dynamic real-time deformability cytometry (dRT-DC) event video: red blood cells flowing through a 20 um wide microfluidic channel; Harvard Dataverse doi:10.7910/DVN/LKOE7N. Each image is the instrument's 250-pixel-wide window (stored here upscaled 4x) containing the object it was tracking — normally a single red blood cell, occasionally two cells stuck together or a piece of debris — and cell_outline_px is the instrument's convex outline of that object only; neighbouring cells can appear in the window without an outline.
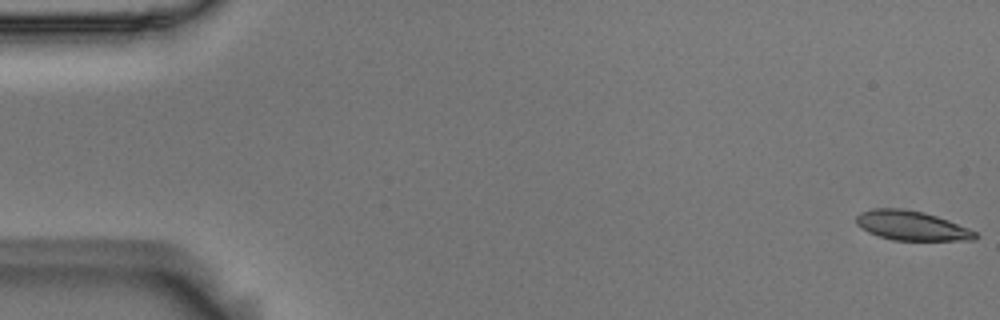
{"species": "Egyptian fruit bat (a non-hibernating species)", "species_latin": "Rousettus aegyptiacus", "temperature_condition": "room temperature", "stored_images_in_passage": 11, "camera_frame_rate_fps": 3000, "um_per_image_px": 0.085, "animal": {"sex": "male"}, "frame": {"image": 1, "passage_image": 1, "time_ms": 0.0, "image_size_px": [1000, 320], "cell_outline_px": [[980, 236], [976, 240], [892, 240], [868, 232], [860, 228], [856, 224], [856, 216], [860, 212], [876, 208], [900, 208], [924, 212], [948, 220], [968, 228], [976, 232]], "centroid_in_image_um": [77.48, 19.18], "position_along_channel_um": 7.5, "area_um2": 20.46}}